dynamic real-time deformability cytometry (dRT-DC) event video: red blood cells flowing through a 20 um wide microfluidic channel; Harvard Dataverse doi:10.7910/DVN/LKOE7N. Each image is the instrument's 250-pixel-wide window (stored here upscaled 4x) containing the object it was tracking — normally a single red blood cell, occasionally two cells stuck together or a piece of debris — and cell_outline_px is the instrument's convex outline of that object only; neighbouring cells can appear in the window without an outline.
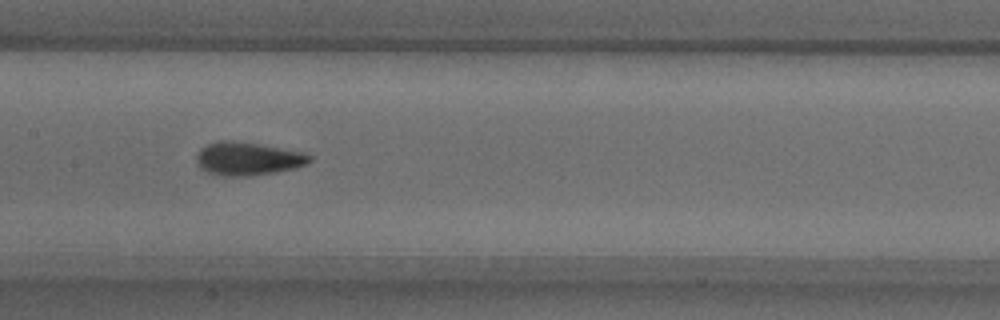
{"species": "common noctule bat (a hibernating species)", "species_latin": "Nyctalus noctula", "temperature_condition": "warm", "stored_images_in_passage": 44, "camera_frame_rate_fps": 3000, "um_per_image_px": 0.085, "animal": {"sex": "male", "body_mass_g": 18.8}, "frame": {"image": 1, "passage_image": 17, "time_ms": 5.333, "image_size_px": [1000, 320], "cell_outline_px": [[312, 160], [304, 164], [292, 168], [276, 172], [248, 176], [220, 176], [208, 172], [200, 168], [196, 164], [196, 156], [200, 148], [208, 144], [220, 140], [224, 140], [256, 144], [308, 152], [312, 156]], "centroid_in_image_um": [21.05, 13.49], "position_along_channel_um": 186.4, "area_um2": 21.85}}
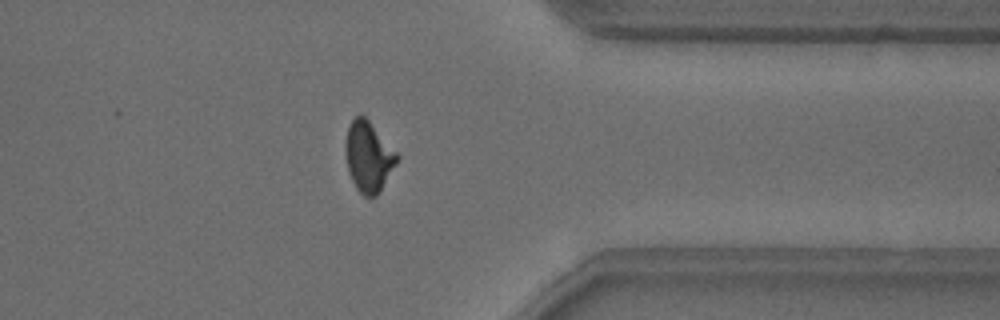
{"frame": {"image": 2, "passage_image": 33, "time_ms": 10.667, "image_size_px": [1000, 320], "cell_outline_px": [[400, 156], [396, 164], [380, 192], [376, 196], [364, 196], [356, 188], [348, 172], [344, 152], [344, 144], [348, 124], [360, 112], [368, 120]], "centroid_in_image_um": [31.29, 13.3], "position_along_channel_um": 380.1, "area_um2": 21.27}}
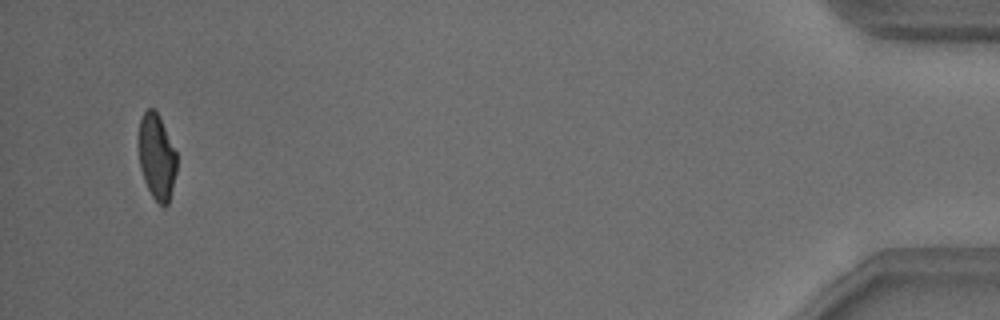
{"frame": {"image": 3, "passage_image": 42, "time_ms": 13.667, "image_size_px": [1000, 320], "cell_outline_px": [[176, 172], [168, 204], [164, 208], [152, 196], [144, 180], [140, 168], [140, 120], [144, 112], [148, 108], [156, 108], [160, 116], [176, 152]], "centroid_in_image_um": [13.34, 13.32], "position_along_channel_um": 421.9, "area_um2": 18.73}, "authors_computed_cell_mechanics": {"area_um2": 20.6924, "velocity_mm_per_s": 3.8448, "shape_relaxation_time_tau1_ms": 3.5515, "shape_relaxation_time_tau2_ms": 1.2571, "deformation_change_tau1": 0.143, "deformation_change_tau2": 0.0756}}